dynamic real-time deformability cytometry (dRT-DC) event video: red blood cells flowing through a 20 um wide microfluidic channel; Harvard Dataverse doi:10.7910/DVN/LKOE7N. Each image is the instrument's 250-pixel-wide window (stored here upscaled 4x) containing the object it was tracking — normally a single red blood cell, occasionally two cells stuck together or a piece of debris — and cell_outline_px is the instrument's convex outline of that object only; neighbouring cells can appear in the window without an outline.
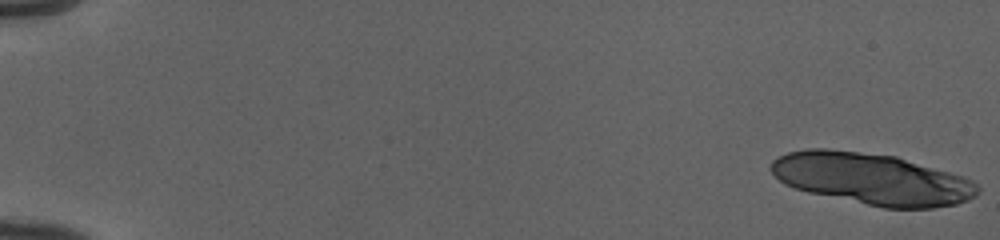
{"species": "human", "species_latin": "Homo sapiens", "temperature_condition": "cold", "stored_images_in_passage": 19, "camera_frame_rate_fps": 3000, "um_per_image_px": 0.085, "donor": {"sex": "female"}, "frame": {"image": 1, "passage_image": 1, "time_ms": 0.0, "image_size_px": [1000, 240], "cell_outline_px": [[980, 192], [976, 196], [968, 200], [956, 204], [932, 208], [884, 208], [808, 192], [784, 184], [768, 168], [772, 160], [788, 152], [808, 148], [828, 148], [896, 156], [948, 172], [972, 180], [980, 188]], "centroid_in_image_um": [74.1, 15.2], "position_along_channel_um": 10.9, "area_um2": 61.9}}